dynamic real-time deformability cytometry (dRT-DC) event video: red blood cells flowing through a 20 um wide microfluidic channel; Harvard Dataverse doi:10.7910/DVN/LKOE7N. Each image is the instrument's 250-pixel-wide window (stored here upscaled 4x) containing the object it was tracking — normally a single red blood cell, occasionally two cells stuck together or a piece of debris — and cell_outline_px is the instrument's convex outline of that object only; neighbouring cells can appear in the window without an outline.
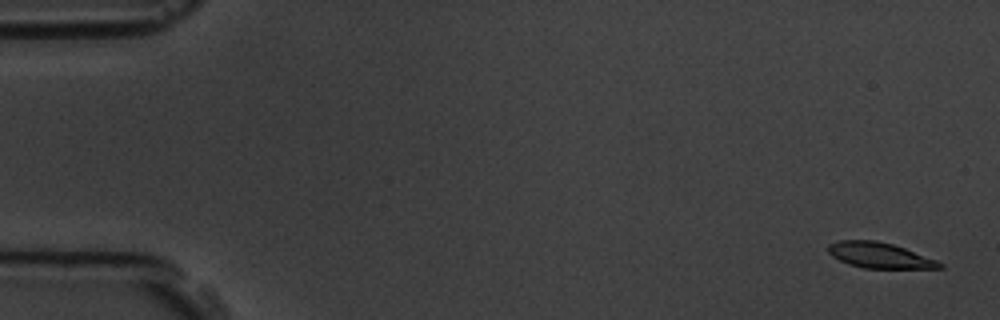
{"species": "common noctule bat (a hibernating species)", "species_latin": "Nyctalus noctula", "temperature_condition": "room temperature", "stored_images_in_passage": 5, "camera_frame_rate_fps": 3000, "um_per_image_px": 0.085, "animal": {"sex": "male", "body_mass_g": 19.5, "forearm_length_mm": 54.6}, "frame": {"image": 1, "passage_image": 1, "time_ms": 0.0, "image_size_px": [1000, 320], "cell_outline_px": [[944, 268], [864, 268], [848, 264], [832, 256], [828, 252], [828, 244], [840, 240], [876, 240], [892, 244], [904, 248], [936, 260], [944, 264]], "centroid_in_image_um": [74.74, 21.7], "position_along_channel_um": 10.3, "area_um2": 16.47}}
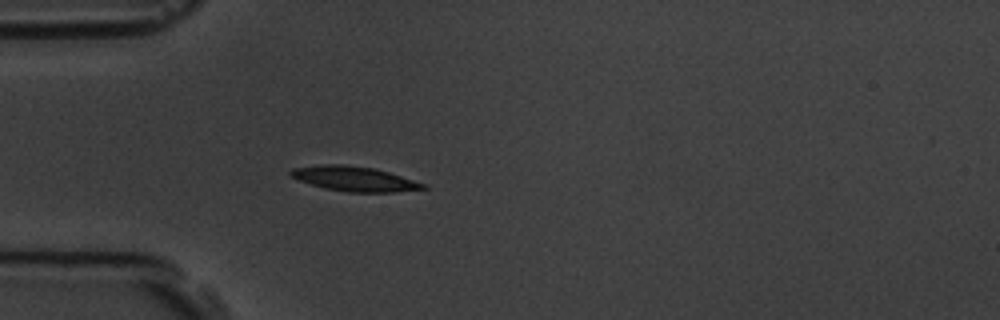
{"frame": {"image": 2, "passage_image": 5, "time_ms": 4.667, "image_size_px": [1000, 320], "cell_outline_px": [[428, 188], [396, 192], [348, 192], [324, 188], [288, 176], [288, 172], [292, 168], [320, 164], [344, 164], [372, 168], [388, 172], [428, 184]], "centroid_in_image_um": [30.12, 15.19], "position_along_channel_um": 54.9, "area_um2": 19.19}}